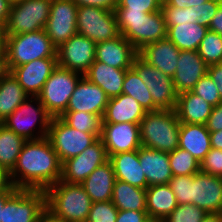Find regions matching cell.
<instances>
[{"label":"cell","instance_id":"1","mask_svg":"<svg viewBox=\"0 0 222 222\" xmlns=\"http://www.w3.org/2000/svg\"><path fill=\"white\" fill-rule=\"evenodd\" d=\"M62 163L48 137L26 140L10 173L17 189L46 190L61 180Z\"/></svg>","mask_w":222,"mask_h":222},{"label":"cell","instance_id":"2","mask_svg":"<svg viewBox=\"0 0 222 222\" xmlns=\"http://www.w3.org/2000/svg\"><path fill=\"white\" fill-rule=\"evenodd\" d=\"M46 210L65 222H86L92 201L82 184L59 180L45 190Z\"/></svg>","mask_w":222,"mask_h":222},{"label":"cell","instance_id":"3","mask_svg":"<svg viewBox=\"0 0 222 222\" xmlns=\"http://www.w3.org/2000/svg\"><path fill=\"white\" fill-rule=\"evenodd\" d=\"M120 34L138 52L148 44L166 38L167 26L162 10L155 13L144 11H115Z\"/></svg>","mask_w":222,"mask_h":222},{"label":"cell","instance_id":"4","mask_svg":"<svg viewBox=\"0 0 222 222\" xmlns=\"http://www.w3.org/2000/svg\"><path fill=\"white\" fill-rule=\"evenodd\" d=\"M180 126L175 110L146 112L139 122L141 144L149 149L173 152L179 147Z\"/></svg>","mask_w":222,"mask_h":222},{"label":"cell","instance_id":"5","mask_svg":"<svg viewBox=\"0 0 222 222\" xmlns=\"http://www.w3.org/2000/svg\"><path fill=\"white\" fill-rule=\"evenodd\" d=\"M5 52L9 71L36 59L57 58V47L44 29L5 36Z\"/></svg>","mask_w":222,"mask_h":222},{"label":"cell","instance_id":"6","mask_svg":"<svg viewBox=\"0 0 222 222\" xmlns=\"http://www.w3.org/2000/svg\"><path fill=\"white\" fill-rule=\"evenodd\" d=\"M34 101V104L37 105L36 107L32 104ZM51 119L52 116L46 111L39 98L31 96V98L24 100L1 124L14 131L17 135L22 136L25 140H36L48 135ZM37 122L39 123V131L36 133L34 126Z\"/></svg>","mask_w":222,"mask_h":222},{"label":"cell","instance_id":"7","mask_svg":"<svg viewBox=\"0 0 222 222\" xmlns=\"http://www.w3.org/2000/svg\"><path fill=\"white\" fill-rule=\"evenodd\" d=\"M83 75L57 65L37 95L52 117H60L67 109L72 93Z\"/></svg>","mask_w":222,"mask_h":222},{"label":"cell","instance_id":"8","mask_svg":"<svg viewBox=\"0 0 222 222\" xmlns=\"http://www.w3.org/2000/svg\"><path fill=\"white\" fill-rule=\"evenodd\" d=\"M52 0H20L11 5L5 36L35 32L44 29L50 14Z\"/></svg>","mask_w":222,"mask_h":222},{"label":"cell","instance_id":"9","mask_svg":"<svg viewBox=\"0 0 222 222\" xmlns=\"http://www.w3.org/2000/svg\"><path fill=\"white\" fill-rule=\"evenodd\" d=\"M47 137L61 163L79 155L99 139L93 133L70 127L60 117H52Z\"/></svg>","mask_w":222,"mask_h":222},{"label":"cell","instance_id":"10","mask_svg":"<svg viewBox=\"0 0 222 222\" xmlns=\"http://www.w3.org/2000/svg\"><path fill=\"white\" fill-rule=\"evenodd\" d=\"M132 68L147 85L154 102V111L175 110L178 93L171 77L149 65L138 55L133 60Z\"/></svg>","mask_w":222,"mask_h":222},{"label":"cell","instance_id":"11","mask_svg":"<svg viewBox=\"0 0 222 222\" xmlns=\"http://www.w3.org/2000/svg\"><path fill=\"white\" fill-rule=\"evenodd\" d=\"M77 32L98 43L120 35L116 14L94 6L77 9Z\"/></svg>","mask_w":222,"mask_h":222},{"label":"cell","instance_id":"12","mask_svg":"<svg viewBox=\"0 0 222 222\" xmlns=\"http://www.w3.org/2000/svg\"><path fill=\"white\" fill-rule=\"evenodd\" d=\"M45 210V190L18 189L5 202L1 222H37Z\"/></svg>","mask_w":222,"mask_h":222},{"label":"cell","instance_id":"13","mask_svg":"<svg viewBox=\"0 0 222 222\" xmlns=\"http://www.w3.org/2000/svg\"><path fill=\"white\" fill-rule=\"evenodd\" d=\"M77 9L73 0H52L44 30L57 48L78 33Z\"/></svg>","mask_w":222,"mask_h":222},{"label":"cell","instance_id":"14","mask_svg":"<svg viewBox=\"0 0 222 222\" xmlns=\"http://www.w3.org/2000/svg\"><path fill=\"white\" fill-rule=\"evenodd\" d=\"M96 43L75 34L57 48L58 66L84 75L95 61Z\"/></svg>","mask_w":222,"mask_h":222},{"label":"cell","instance_id":"15","mask_svg":"<svg viewBox=\"0 0 222 222\" xmlns=\"http://www.w3.org/2000/svg\"><path fill=\"white\" fill-rule=\"evenodd\" d=\"M109 160L106 148L99 138L79 155L62 163L61 180L81 184L98 166Z\"/></svg>","mask_w":222,"mask_h":222},{"label":"cell","instance_id":"16","mask_svg":"<svg viewBox=\"0 0 222 222\" xmlns=\"http://www.w3.org/2000/svg\"><path fill=\"white\" fill-rule=\"evenodd\" d=\"M191 204L206 213H222V178L199 171L191 175Z\"/></svg>","mask_w":222,"mask_h":222},{"label":"cell","instance_id":"17","mask_svg":"<svg viewBox=\"0 0 222 222\" xmlns=\"http://www.w3.org/2000/svg\"><path fill=\"white\" fill-rule=\"evenodd\" d=\"M100 139L108 157L120 152L138 150L142 146L139 123H103Z\"/></svg>","mask_w":222,"mask_h":222},{"label":"cell","instance_id":"18","mask_svg":"<svg viewBox=\"0 0 222 222\" xmlns=\"http://www.w3.org/2000/svg\"><path fill=\"white\" fill-rule=\"evenodd\" d=\"M108 101L109 97L101 87L82 76L69 99L66 111H83L103 116Z\"/></svg>","mask_w":222,"mask_h":222},{"label":"cell","instance_id":"19","mask_svg":"<svg viewBox=\"0 0 222 222\" xmlns=\"http://www.w3.org/2000/svg\"><path fill=\"white\" fill-rule=\"evenodd\" d=\"M57 65V58L36 59L14 67L11 72L31 97L37 96L41 92Z\"/></svg>","mask_w":222,"mask_h":222},{"label":"cell","instance_id":"20","mask_svg":"<svg viewBox=\"0 0 222 222\" xmlns=\"http://www.w3.org/2000/svg\"><path fill=\"white\" fill-rule=\"evenodd\" d=\"M208 73V65L197 51H180L177 68L172 77L178 94L191 91L195 84Z\"/></svg>","mask_w":222,"mask_h":222},{"label":"cell","instance_id":"21","mask_svg":"<svg viewBox=\"0 0 222 222\" xmlns=\"http://www.w3.org/2000/svg\"><path fill=\"white\" fill-rule=\"evenodd\" d=\"M138 52L121 34L114 39L96 43L95 60L116 69H129Z\"/></svg>","mask_w":222,"mask_h":222},{"label":"cell","instance_id":"22","mask_svg":"<svg viewBox=\"0 0 222 222\" xmlns=\"http://www.w3.org/2000/svg\"><path fill=\"white\" fill-rule=\"evenodd\" d=\"M180 49L167 37L148 44L138 51V56L163 74L173 77Z\"/></svg>","mask_w":222,"mask_h":222},{"label":"cell","instance_id":"23","mask_svg":"<svg viewBox=\"0 0 222 222\" xmlns=\"http://www.w3.org/2000/svg\"><path fill=\"white\" fill-rule=\"evenodd\" d=\"M138 156L148 186L169 183L173 177L169 153L141 146L138 149Z\"/></svg>","mask_w":222,"mask_h":222},{"label":"cell","instance_id":"24","mask_svg":"<svg viewBox=\"0 0 222 222\" xmlns=\"http://www.w3.org/2000/svg\"><path fill=\"white\" fill-rule=\"evenodd\" d=\"M145 109L137 100L127 94L109 98L103 123H139L145 116Z\"/></svg>","mask_w":222,"mask_h":222},{"label":"cell","instance_id":"25","mask_svg":"<svg viewBox=\"0 0 222 222\" xmlns=\"http://www.w3.org/2000/svg\"><path fill=\"white\" fill-rule=\"evenodd\" d=\"M109 161L113 166L115 179L142 189L148 187L145 174L140 165L138 150L111 155L109 156Z\"/></svg>","mask_w":222,"mask_h":222},{"label":"cell","instance_id":"26","mask_svg":"<svg viewBox=\"0 0 222 222\" xmlns=\"http://www.w3.org/2000/svg\"><path fill=\"white\" fill-rule=\"evenodd\" d=\"M213 106L191 91L178 94L175 112L180 123L206 124Z\"/></svg>","mask_w":222,"mask_h":222},{"label":"cell","instance_id":"27","mask_svg":"<svg viewBox=\"0 0 222 222\" xmlns=\"http://www.w3.org/2000/svg\"><path fill=\"white\" fill-rule=\"evenodd\" d=\"M115 180L113 166L108 160L93 170L81 184L92 202H105L112 198Z\"/></svg>","mask_w":222,"mask_h":222},{"label":"cell","instance_id":"28","mask_svg":"<svg viewBox=\"0 0 222 222\" xmlns=\"http://www.w3.org/2000/svg\"><path fill=\"white\" fill-rule=\"evenodd\" d=\"M126 69H116L95 60L83 75L93 84L101 87L109 98L122 94Z\"/></svg>","mask_w":222,"mask_h":222},{"label":"cell","instance_id":"29","mask_svg":"<svg viewBox=\"0 0 222 222\" xmlns=\"http://www.w3.org/2000/svg\"><path fill=\"white\" fill-rule=\"evenodd\" d=\"M179 147L192 154L199 162L211 150L210 131L205 124L181 123Z\"/></svg>","mask_w":222,"mask_h":222},{"label":"cell","instance_id":"30","mask_svg":"<svg viewBox=\"0 0 222 222\" xmlns=\"http://www.w3.org/2000/svg\"><path fill=\"white\" fill-rule=\"evenodd\" d=\"M177 206L175 194L169 184L146 188V211L149 217L165 219Z\"/></svg>","mask_w":222,"mask_h":222},{"label":"cell","instance_id":"31","mask_svg":"<svg viewBox=\"0 0 222 222\" xmlns=\"http://www.w3.org/2000/svg\"><path fill=\"white\" fill-rule=\"evenodd\" d=\"M27 98L29 94L9 71L0 79V122L11 115Z\"/></svg>","mask_w":222,"mask_h":222},{"label":"cell","instance_id":"32","mask_svg":"<svg viewBox=\"0 0 222 222\" xmlns=\"http://www.w3.org/2000/svg\"><path fill=\"white\" fill-rule=\"evenodd\" d=\"M208 30L209 28L201 26L197 22L179 23L167 27L166 37L181 51H197Z\"/></svg>","mask_w":222,"mask_h":222},{"label":"cell","instance_id":"33","mask_svg":"<svg viewBox=\"0 0 222 222\" xmlns=\"http://www.w3.org/2000/svg\"><path fill=\"white\" fill-rule=\"evenodd\" d=\"M111 201L118 210L146 211V189L116 179Z\"/></svg>","mask_w":222,"mask_h":222},{"label":"cell","instance_id":"34","mask_svg":"<svg viewBox=\"0 0 222 222\" xmlns=\"http://www.w3.org/2000/svg\"><path fill=\"white\" fill-rule=\"evenodd\" d=\"M26 140L0 123V169L13 171Z\"/></svg>","mask_w":222,"mask_h":222},{"label":"cell","instance_id":"35","mask_svg":"<svg viewBox=\"0 0 222 222\" xmlns=\"http://www.w3.org/2000/svg\"><path fill=\"white\" fill-rule=\"evenodd\" d=\"M122 94H127L139 102L146 112L154 111V102L147 85L131 67L126 69Z\"/></svg>","mask_w":222,"mask_h":222},{"label":"cell","instance_id":"36","mask_svg":"<svg viewBox=\"0 0 222 222\" xmlns=\"http://www.w3.org/2000/svg\"><path fill=\"white\" fill-rule=\"evenodd\" d=\"M103 116L83 111H65L60 118L70 127L85 133H93L100 138Z\"/></svg>","mask_w":222,"mask_h":222},{"label":"cell","instance_id":"37","mask_svg":"<svg viewBox=\"0 0 222 222\" xmlns=\"http://www.w3.org/2000/svg\"><path fill=\"white\" fill-rule=\"evenodd\" d=\"M169 164L173 176L194 175L200 171V162L180 147L169 153Z\"/></svg>","mask_w":222,"mask_h":222},{"label":"cell","instance_id":"38","mask_svg":"<svg viewBox=\"0 0 222 222\" xmlns=\"http://www.w3.org/2000/svg\"><path fill=\"white\" fill-rule=\"evenodd\" d=\"M197 52L208 66L221 63L222 36L208 30L200 42Z\"/></svg>","mask_w":222,"mask_h":222},{"label":"cell","instance_id":"39","mask_svg":"<svg viewBox=\"0 0 222 222\" xmlns=\"http://www.w3.org/2000/svg\"><path fill=\"white\" fill-rule=\"evenodd\" d=\"M207 213L194 204L178 206L165 218L166 222H201Z\"/></svg>","mask_w":222,"mask_h":222},{"label":"cell","instance_id":"40","mask_svg":"<svg viewBox=\"0 0 222 222\" xmlns=\"http://www.w3.org/2000/svg\"><path fill=\"white\" fill-rule=\"evenodd\" d=\"M118 209L113 202H92L86 222H116Z\"/></svg>","mask_w":222,"mask_h":222},{"label":"cell","instance_id":"41","mask_svg":"<svg viewBox=\"0 0 222 222\" xmlns=\"http://www.w3.org/2000/svg\"><path fill=\"white\" fill-rule=\"evenodd\" d=\"M191 92L202 97L213 107L222 101L217 86L208 73L195 84Z\"/></svg>","mask_w":222,"mask_h":222},{"label":"cell","instance_id":"42","mask_svg":"<svg viewBox=\"0 0 222 222\" xmlns=\"http://www.w3.org/2000/svg\"><path fill=\"white\" fill-rule=\"evenodd\" d=\"M222 0H208L205 3H198L192 7V23L209 27L211 19L214 17Z\"/></svg>","mask_w":222,"mask_h":222},{"label":"cell","instance_id":"43","mask_svg":"<svg viewBox=\"0 0 222 222\" xmlns=\"http://www.w3.org/2000/svg\"><path fill=\"white\" fill-rule=\"evenodd\" d=\"M168 184L178 204H191V175L173 176Z\"/></svg>","mask_w":222,"mask_h":222},{"label":"cell","instance_id":"44","mask_svg":"<svg viewBox=\"0 0 222 222\" xmlns=\"http://www.w3.org/2000/svg\"><path fill=\"white\" fill-rule=\"evenodd\" d=\"M163 0H118L115 11H144L155 13L161 10Z\"/></svg>","mask_w":222,"mask_h":222},{"label":"cell","instance_id":"45","mask_svg":"<svg viewBox=\"0 0 222 222\" xmlns=\"http://www.w3.org/2000/svg\"><path fill=\"white\" fill-rule=\"evenodd\" d=\"M200 171L214 176H222V150L211 148L200 162Z\"/></svg>","mask_w":222,"mask_h":222},{"label":"cell","instance_id":"46","mask_svg":"<svg viewBox=\"0 0 222 222\" xmlns=\"http://www.w3.org/2000/svg\"><path fill=\"white\" fill-rule=\"evenodd\" d=\"M161 10L167 27L178 25L179 23L192 22V7L178 8L173 6H162Z\"/></svg>","mask_w":222,"mask_h":222},{"label":"cell","instance_id":"47","mask_svg":"<svg viewBox=\"0 0 222 222\" xmlns=\"http://www.w3.org/2000/svg\"><path fill=\"white\" fill-rule=\"evenodd\" d=\"M147 211L119 210L116 222H145Z\"/></svg>","mask_w":222,"mask_h":222},{"label":"cell","instance_id":"48","mask_svg":"<svg viewBox=\"0 0 222 222\" xmlns=\"http://www.w3.org/2000/svg\"><path fill=\"white\" fill-rule=\"evenodd\" d=\"M205 125L209 131L222 130V101L212 108Z\"/></svg>","mask_w":222,"mask_h":222},{"label":"cell","instance_id":"49","mask_svg":"<svg viewBox=\"0 0 222 222\" xmlns=\"http://www.w3.org/2000/svg\"><path fill=\"white\" fill-rule=\"evenodd\" d=\"M78 7L94 6L115 12L118 0H73Z\"/></svg>","mask_w":222,"mask_h":222},{"label":"cell","instance_id":"50","mask_svg":"<svg viewBox=\"0 0 222 222\" xmlns=\"http://www.w3.org/2000/svg\"><path fill=\"white\" fill-rule=\"evenodd\" d=\"M208 74L215 82L217 90L222 99V62L208 66Z\"/></svg>","mask_w":222,"mask_h":222},{"label":"cell","instance_id":"51","mask_svg":"<svg viewBox=\"0 0 222 222\" xmlns=\"http://www.w3.org/2000/svg\"><path fill=\"white\" fill-rule=\"evenodd\" d=\"M208 0H163L162 6H173L178 8H190L198 3H205Z\"/></svg>","mask_w":222,"mask_h":222},{"label":"cell","instance_id":"52","mask_svg":"<svg viewBox=\"0 0 222 222\" xmlns=\"http://www.w3.org/2000/svg\"><path fill=\"white\" fill-rule=\"evenodd\" d=\"M209 30L222 36V3L219 5L214 17L209 24Z\"/></svg>","mask_w":222,"mask_h":222},{"label":"cell","instance_id":"53","mask_svg":"<svg viewBox=\"0 0 222 222\" xmlns=\"http://www.w3.org/2000/svg\"><path fill=\"white\" fill-rule=\"evenodd\" d=\"M17 190L18 189L12 183L10 173L6 170L0 169V192Z\"/></svg>","mask_w":222,"mask_h":222},{"label":"cell","instance_id":"54","mask_svg":"<svg viewBox=\"0 0 222 222\" xmlns=\"http://www.w3.org/2000/svg\"><path fill=\"white\" fill-rule=\"evenodd\" d=\"M11 5L5 0H0V24L6 25Z\"/></svg>","mask_w":222,"mask_h":222},{"label":"cell","instance_id":"55","mask_svg":"<svg viewBox=\"0 0 222 222\" xmlns=\"http://www.w3.org/2000/svg\"><path fill=\"white\" fill-rule=\"evenodd\" d=\"M211 148L222 150V130L210 131Z\"/></svg>","mask_w":222,"mask_h":222},{"label":"cell","instance_id":"56","mask_svg":"<svg viewBox=\"0 0 222 222\" xmlns=\"http://www.w3.org/2000/svg\"><path fill=\"white\" fill-rule=\"evenodd\" d=\"M9 72L7 65L6 52H0V79H2Z\"/></svg>","mask_w":222,"mask_h":222},{"label":"cell","instance_id":"57","mask_svg":"<svg viewBox=\"0 0 222 222\" xmlns=\"http://www.w3.org/2000/svg\"><path fill=\"white\" fill-rule=\"evenodd\" d=\"M37 222H65L60 218L53 216L48 210H45L39 217Z\"/></svg>","mask_w":222,"mask_h":222},{"label":"cell","instance_id":"58","mask_svg":"<svg viewBox=\"0 0 222 222\" xmlns=\"http://www.w3.org/2000/svg\"><path fill=\"white\" fill-rule=\"evenodd\" d=\"M16 191H3L0 192V222L3 215V206L5 202L15 193Z\"/></svg>","mask_w":222,"mask_h":222},{"label":"cell","instance_id":"59","mask_svg":"<svg viewBox=\"0 0 222 222\" xmlns=\"http://www.w3.org/2000/svg\"><path fill=\"white\" fill-rule=\"evenodd\" d=\"M201 222H222V213H207Z\"/></svg>","mask_w":222,"mask_h":222},{"label":"cell","instance_id":"60","mask_svg":"<svg viewBox=\"0 0 222 222\" xmlns=\"http://www.w3.org/2000/svg\"><path fill=\"white\" fill-rule=\"evenodd\" d=\"M5 51V28L0 24V52Z\"/></svg>","mask_w":222,"mask_h":222},{"label":"cell","instance_id":"61","mask_svg":"<svg viewBox=\"0 0 222 222\" xmlns=\"http://www.w3.org/2000/svg\"><path fill=\"white\" fill-rule=\"evenodd\" d=\"M145 222H166V221L165 219H162V218L148 217Z\"/></svg>","mask_w":222,"mask_h":222},{"label":"cell","instance_id":"62","mask_svg":"<svg viewBox=\"0 0 222 222\" xmlns=\"http://www.w3.org/2000/svg\"><path fill=\"white\" fill-rule=\"evenodd\" d=\"M8 4L10 5H15L17 4L20 0H5Z\"/></svg>","mask_w":222,"mask_h":222}]
</instances>
